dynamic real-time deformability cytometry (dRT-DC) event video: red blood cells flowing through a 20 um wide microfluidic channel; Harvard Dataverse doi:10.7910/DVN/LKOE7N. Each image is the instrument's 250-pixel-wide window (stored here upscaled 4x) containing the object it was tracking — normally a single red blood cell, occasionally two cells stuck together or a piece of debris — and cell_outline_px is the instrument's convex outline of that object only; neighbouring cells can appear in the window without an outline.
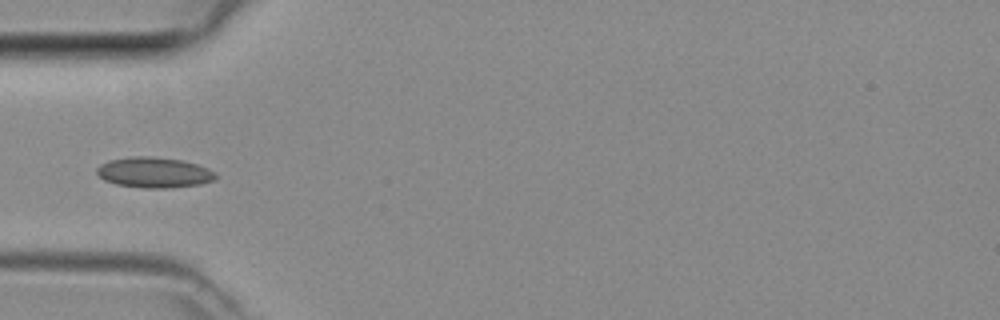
{"species": "common noctule bat (a hibernating species)", "species_latin": "Nyctalus noctula", "temperature_condition": "room temperature", "stored_images_in_passage": 5, "camera_frame_rate_fps": 3000, "um_per_image_px": 0.085, "animal": {"sex": "female", "body_mass_g": 29.2, "forearm_length_mm": 56.3}, "frame": {"image": 1, "passage_image": 5, "time_ms": 1.333, "image_size_px": [1000, 320], "cell_outline_px": [[216, 180], [200, 184], [168, 188], [144, 188], [116, 184], [104, 180], [96, 172], [96, 168], [100, 164], [108, 160], [132, 156], [148, 156], [184, 160], [208, 168], [216, 172]], "centroid_in_image_um": [13.1, 14.65], "position_along_channel_um": 71.9, "area_um2": 21.27}}